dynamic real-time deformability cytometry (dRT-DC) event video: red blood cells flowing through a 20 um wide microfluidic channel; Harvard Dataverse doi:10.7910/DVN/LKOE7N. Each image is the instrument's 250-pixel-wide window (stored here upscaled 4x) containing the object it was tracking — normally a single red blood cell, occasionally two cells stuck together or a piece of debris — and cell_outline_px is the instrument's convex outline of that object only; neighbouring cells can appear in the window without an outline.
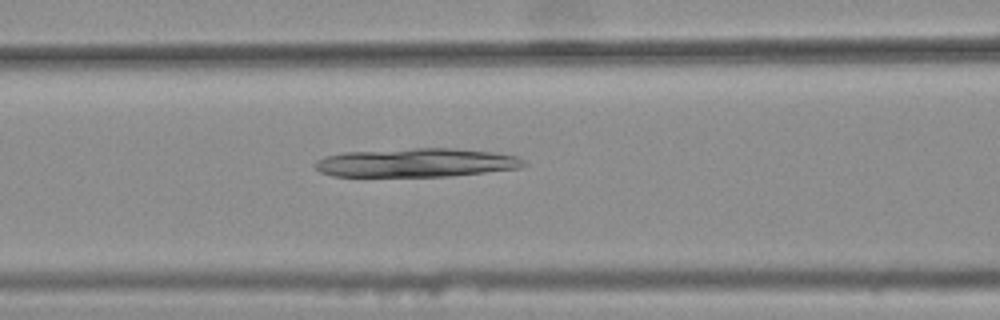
{"species": "common noctule bat (a hibernating species)", "species_latin": "Nyctalus noctula", "temperature_condition": "warm", "stored_images_in_passage": 46, "camera_frame_rate_fps": 3000, "um_per_image_px": 0.085, "animal": {"sex": "female", "body_mass_g": 25.1}, "frame": {"image": 1, "passage_image": 21, "time_ms": 6.667, "image_size_px": [1000, 320], "cell_outline_px": [[528, 164], [520, 168], [448, 176], [332, 176], [320, 172], [312, 164], [316, 160], [324, 156], [344, 152], [412, 148], [452, 148], [496, 152], [516, 156], [524, 160]], "centroid_in_image_um": [35.36, 13.82], "position_along_channel_um": 131.2, "area_um2": 35.08}}
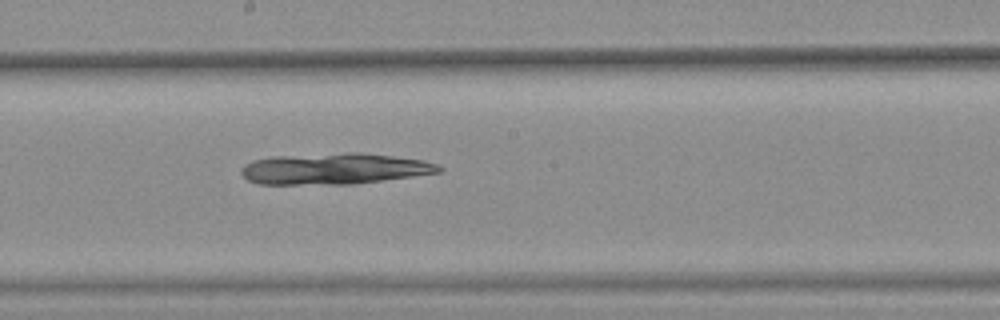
{"frame": {"image": 2, "passage_image": 28, "time_ms": 9.0, "image_size_px": [1000, 320], "cell_outline_px": [[444, 168], [440, 172], [412, 176], [352, 184], [256, 184], [248, 180], [240, 172], [240, 168], [244, 164], [252, 160], [272, 156], [348, 152], [356, 152], [392, 156], [424, 160], [436, 164]], "centroid_in_image_um": [28.36, 14.34], "position_along_channel_um": 219.8, "area_um2": 35.89}}
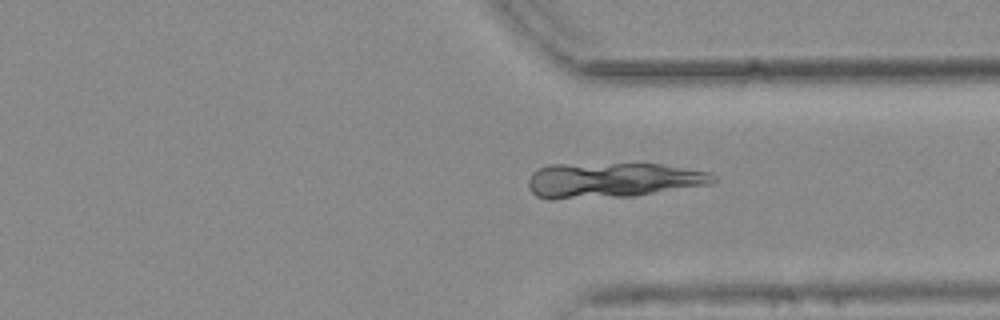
{"frame": {"image": 3, "passage_image": 39, "time_ms": 12.667, "image_size_px": [1000, 320], "cell_outline_px": [[720, 180], [712, 184], [636, 196], [556, 200], [548, 200], [536, 196], [532, 192], [528, 184], [528, 180], [532, 172], [548, 164], [660, 164], [708, 172], [716, 176]], "centroid_in_image_um": [52.06, 15.33], "position_along_channel_um": 359.3, "area_um2": 38.38}}